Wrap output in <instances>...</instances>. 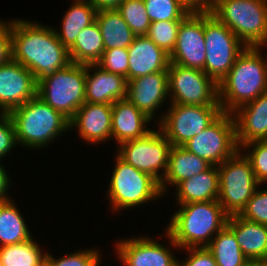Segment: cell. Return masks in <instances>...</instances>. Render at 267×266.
<instances>
[{"label": "cell", "mask_w": 267, "mask_h": 266, "mask_svg": "<svg viewBox=\"0 0 267 266\" xmlns=\"http://www.w3.org/2000/svg\"><path fill=\"white\" fill-rule=\"evenodd\" d=\"M210 13L246 47L267 41V0H218Z\"/></svg>", "instance_id": "8992f818"}, {"label": "cell", "mask_w": 267, "mask_h": 266, "mask_svg": "<svg viewBox=\"0 0 267 266\" xmlns=\"http://www.w3.org/2000/svg\"><path fill=\"white\" fill-rule=\"evenodd\" d=\"M10 184L9 173H7L5 165H2V161H0V202L11 200V197L7 194L9 193Z\"/></svg>", "instance_id": "7bdbcfd3"}, {"label": "cell", "mask_w": 267, "mask_h": 266, "mask_svg": "<svg viewBox=\"0 0 267 266\" xmlns=\"http://www.w3.org/2000/svg\"><path fill=\"white\" fill-rule=\"evenodd\" d=\"M126 99L152 121L169 99L168 73L155 72L127 81Z\"/></svg>", "instance_id": "e0dca14e"}, {"label": "cell", "mask_w": 267, "mask_h": 266, "mask_svg": "<svg viewBox=\"0 0 267 266\" xmlns=\"http://www.w3.org/2000/svg\"><path fill=\"white\" fill-rule=\"evenodd\" d=\"M0 266H3V265H2V259H1V255H0Z\"/></svg>", "instance_id": "7dc6e473"}, {"label": "cell", "mask_w": 267, "mask_h": 266, "mask_svg": "<svg viewBox=\"0 0 267 266\" xmlns=\"http://www.w3.org/2000/svg\"><path fill=\"white\" fill-rule=\"evenodd\" d=\"M175 189L177 204L218 200V167L211 166L208 170L179 182Z\"/></svg>", "instance_id": "d4e9b609"}, {"label": "cell", "mask_w": 267, "mask_h": 266, "mask_svg": "<svg viewBox=\"0 0 267 266\" xmlns=\"http://www.w3.org/2000/svg\"><path fill=\"white\" fill-rule=\"evenodd\" d=\"M114 162L115 167L106 191L112 213L143 206L164 197L160 183L151 175L126 163L117 154Z\"/></svg>", "instance_id": "5b68a950"}, {"label": "cell", "mask_w": 267, "mask_h": 266, "mask_svg": "<svg viewBox=\"0 0 267 266\" xmlns=\"http://www.w3.org/2000/svg\"><path fill=\"white\" fill-rule=\"evenodd\" d=\"M116 9L136 36L148 34L151 21L143 0H124Z\"/></svg>", "instance_id": "d6a6232c"}, {"label": "cell", "mask_w": 267, "mask_h": 266, "mask_svg": "<svg viewBox=\"0 0 267 266\" xmlns=\"http://www.w3.org/2000/svg\"><path fill=\"white\" fill-rule=\"evenodd\" d=\"M70 131L73 128L79 138L87 143L100 144L110 141L112 129V104L85 102L70 120Z\"/></svg>", "instance_id": "ac0fdd59"}, {"label": "cell", "mask_w": 267, "mask_h": 266, "mask_svg": "<svg viewBox=\"0 0 267 266\" xmlns=\"http://www.w3.org/2000/svg\"><path fill=\"white\" fill-rule=\"evenodd\" d=\"M128 54V80L168 70L169 54L146 35L134 38L128 47Z\"/></svg>", "instance_id": "44dd1931"}, {"label": "cell", "mask_w": 267, "mask_h": 266, "mask_svg": "<svg viewBox=\"0 0 267 266\" xmlns=\"http://www.w3.org/2000/svg\"><path fill=\"white\" fill-rule=\"evenodd\" d=\"M37 95L31 71L12 58L0 65V113H9Z\"/></svg>", "instance_id": "2e32d148"}, {"label": "cell", "mask_w": 267, "mask_h": 266, "mask_svg": "<svg viewBox=\"0 0 267 266\" xmlns=\"http://www.w3.org/2000/svg\"><path fill=\"white\" fill-rule=\"evenodd\" d=\"M73 3L64 13L60 31L56 28L58 40L69 49L83 28L95 21L97 8L88 0H71Z\"/></svg>", "instance_id": "484cf974"}, {"label": "cell", "mask_w": 267, "mask_h": 266, "mask_svg": "<svg viewBox=\"0 0 267 266\" xmlns=\"http://www.w3.org/2000/svg\"><path fill=\"white\" fill-rule=\"evenodd\" d=\"M166 239L170 244L164 245L149 236L124 238L116 241L115 252L123 266H178V259L174 256L172 247L178 250L179 246L165 231ZM166 246V247H165ZM170 248V249H169Z\"/></svg>", "instance_id": "5bb4252c"}, {"label": "cell", "mask_w": 267, "mask_h": 266, "mask_svg": "<svg viewBox=\"0 0 267 266\" xmlns=\"http://www.w3.org/2000/svg\"><path fill=\"white\" fill-rule=\"evenodd\" d=\"M68 50L72 63L96 64L101 59L105 47L96 20L82 29Z\"/></svg>", "instance_id": "83f0119b"}, {"label": "cell", "mask_w": 267, "mask_h": 266, "mask_svg": "<svg viewBox=\"0 0 267 266\" xmlns=\"http://www.w3.org/2000/svg\"><path fill=\"white\" fill-rule=\"evenodd\" d=\"M126 90L127 80L124 76L105 71L97 64H86V102L113 104L126 98Z\"/></svg>", "instance_id": "ffe728a7"}, {"label": "cell", "mask_w": 267, "mask_h": 266, "mask_svg": "<svg viewBox=\"0 0 267 266\" xmlns=\"http://www.w3.org/2000/svg\"><path fill=\"white\" fill-rule=\"evenodd\" d=\"M15 128L8 113H0V161L17 147Z\"/></svg>", "instance_id": "f35d334b"}, {"label": "cell", "mask_w": 267, "mask_h": 266, "mask_svg": "<svg viewBox=\"0 0 267 266\" xmlns=\"http://www.w3.org/2000/svg\"><path fill=\"white\" fill-rule=\"evenodd\" d=\"M95 20L105 49L128 48L136 37L116 8L97 10Z\"/></svg>", "instance_id": "4316f807"}, {"label": "cell", "mask_w": 267, "mask_h": 266, "mask_svg": "<svg viewBox=\"0 0 267 266\" xmlns=\"http://www.w3.org/2000/svg\"><path fill=\"white\" fill-rule=\"evenodd\" d=\"M165 231L184 248L207 247L227 223L228 215L218 200L177 204Z\"/></svg>", "instance_id": "3957f363"}, {"label": "cell", "mask_w": 267, "mask_h": 266, "mask_svg": "<svg viewBox=\"0 0 267 266\" xmlns=\"http://www.w3.org/2000/svg\"><path fill=\"white\" fill-rule=\"evenodd\" d=\"M97 10L117 8L124 0H88Z\"/></svg>", "instance_id": "ee69618b"}, {"label": "cell", "mask_w": 267, "mask_h": 266, "mask_svg": "<svg viewBox=\"0 0 267 266\" xmlns=\"http://www.w3.org/2000/svg\"><path fill=\"white\" fill-rule=\"evenodd\" d=\"M171 147L172 144L160 128H153L141 138L121 143L116 154L126 163L161 183L168 168Z\"/></svg>", "instance_id": "7c38bea8"}, {"label": "cell", "mask_w": 267, "mask_h": 266, "mask_svg": "<svg viewBox=\"0 0 267 266\" xmlns=\"http://www.w3.org/2000/svg\"><path fill=\"white\" fill-rule=\"evenodd\" d=\"M204 36L206 60L203 71L219 84L246 46L210 12H204Z\"/></svg>", "instance_id": "9c48e42d"}, {"label": "cell", "mask_w": 267, "mask_h": 266, "mask_svg": "<svg viewBox=\"0 0 267 266\" xmlns=\"http://www.w3.org/2000/svg\"><path fill=\"white\" fill-rule=\"evenodd\" d=\"M182 147L203 158L212 166L221 165L239 150L232 113L223 112L202 133L195 135Z\"/></svg>", "instance_id": "4fadbf2b"}, {"label": "cell", "mask_w": 267, "mask_h": 266, "mask_svg": "<svg viewBox=\"0 0 267 266\" xmlns=\"http://www.w3.org/2000/svg\"><path fill=\"white\" fill-rule=\"evenodd\" d=\"M169 104L221 106L218 84L204 71L169 63Z\"/></svg>", "instance_id": "8fae6325"}, {"label": "cell", "mask_w": 267, "mask_h": 266, "mask_svg": "<svg viewBox=\"0 0 267 266\" xmlns=\"http://www.w3.org/2000/svg\"><path fill=\"white\" fill-rule=\"evenodd\" d=\"M236 142L242 145L267 140V92L232 112Z\"/></svg>", "instance_id": "d6986e66"}, {"label": "cell", "mask_w": 267, "mask_h": 266, "mask_svg": "<svg viewBox=\"0 0 267 266\" xmlns=\"http://www.w3.org/2000/svg\"><path fill=\"white\" fill-rule=\"evenodd\" d=\"M152 120L126 98L112 104L111 138L121 143L145 136L152 129Z\"/></svg>", "instance_id": "7402d4cb"}, {"label": "cell", "mask_w": 267, "mask_h": 266, "mask_svg": "<svg viewBox=\"0 0 267 266\" xmlns=\"http://www.w3.org/2000/svg\"><path fill=\"white\" fill-rule=\"evenodd\" d=\"M263 47H264V48H265V47L267 48V41L261 46V48H263ZM266 57H267V55H266Z\"/></svg>", "instance_id": "bcb514c9"}, {"label": "cell", "mask_w": 267, "mask_h": 266, "mask_svg": "<svg viewBox=\"0 0 267 266\" xmlns=\"http://www.w3.org/2000/svg\"><path fill=\"white\" fill-rule=\"evenodd\" d=\"M12 58L11 20L4 22L0 19V65Z\"/></svg>", "instance_id": "60d3db41"}, {"label": "cell", "mask_w": 267, "mask_h": 266, "mask_svg": "<svg viewBox=\"0 0 267 266\" xmlns=\"http://www.w3.org/2000/svg\"><path fill=\"white\" fill-rule=\"evenodd\" d=\"M244 266H267L265 261H248Z\"/></svg>", "instance_id": "f6af8a7d"}, {"label": "cell", "mask_w": 267, "mask_h": 266, "mask_svg": "<svg viewBox=\"0 0 267 266\" xmlns=\"http://www.w3.org/2000/svg\"><path fill=\"white\" fill-rule=\"evenodd\" d=\"M86 65L70 63L37 82V96L69 121L85 101Z\"/></svg>", "instance_id": "52a82bcc"}, {"label": "cell", "mask_w": 267, "mask_h": 266, "mask_svg": "<svg viewBox=\"0 0 267 266\" xmlns=\"http://www.w3.org/2000/svg\"><path fill=\"white\" fill-rule=\"evenodd\" d=\"M186 256L182 261L178 260V266H217L212 253L207 247L201 248H184Z\"/></svg>", "instance_id": "ab89813d"}, {"label": "cell", "mask_w": 267, "mask_h": 266, "mask_svg": "<svg viewBox=\"0 0 267 266\" xmlns=\"http://www.w3.org/2000/svg\"><path fill=\"white\" fill-rule=\"evenodd\" d=\"M239 150L250 161L257 181L264 185L267 180V140L242 145Z\"/></svg>", "instance_id": "d590c367"}, {"label": "cell", "mask_w": 267, "mask_h": 266, "mask_svg": "<svg viewBox=\"0 0 267 266\" xmlns=\"http://www.w3.org/2000/svg\"><path fill=\"white\" fill-rule=\"evenodd\" d=\"M0 255L3 266H44L47 252L31 238L18 244L1 246Z\"/></svg>", "instance_id": "4dcf8cb0"}, {"label": "cell", "mask_w": 267, "mask_h": 266, "mask_svg": "<svg viewBox=\"0 0 267 266\" xmlns=\"http://www.w3.org/2000/svg\"><path fill=\"white\" fill-rule=\"evenodd\" d=\"M260 185L239 214L245 220L267 225V189Z\"/></svg>", "instance_id": "74e56055"}, {"label": "cell", "mask_w": 267, "mask_h": 266, "mask_svg": "<svg viewBox=\"0 0 267 266\" xmlns=\"http://www.w3.org/2000/svg\"><path fill=\"white\" fill-rule=\"evenodd\" d=\"M12 59L29 71L36 82L71 63L69 50L58 40L55 28L30 20H11Z\"/></svg>", "instance_id": "6da1fadb"}, {"label": "cell", "mask_w": 267, "mask_h": 266, "mask_svg": "<svg viewBox=\"0 0 267 266\" xmlns=\"http://www.w3.org/2000/svg\"><path fill=\"white\" fill-rule=\"evenodd\" d=\"M226 226L236 236L240 250L248 260L267 262V225L232 215Z\"/></svg>", "instance_id": "603a6c76"}, {"label": "cell", "mask_w": 267, "mask_h": 266, "mask_svg": "<svg viewBox=\"0 0 267 266\" xmlns=\"http://www.w3.org/2000/svg\"><path fill=\"white\" fill-rule=\"evenodd\" d=\"M212 165L203 158L187 151L182 146H172L169 153L168 168L160 183L163 196L167 187L176 186L179 182L192 178L208 170ZM169 184V185H168Z\"/></svg>", "instance_id": "cb8c5ba5"}, {"label": "cell", "mask_w": 267, "mask_h": 266, "mask_svg": "<svg viewBox=\"0 0 267 266\" xmlns=\"http://www.w3.org/2000/svg\"><path fill=\"white\" fill-rule=\"evenodd\" d=\"M8 114L18 145L27 149L50 146L62 133L70 131V121L37 95Z\"/></svg>", "instance_id": "277c9868"}, {"label": "cell", "mask_w": 267, "mask_h": 266, "mask_svg": "<svg viewBox=\"0 0 267 266\" xmlns=\"http://www.w3.org/2000/svg\"><path fill=\"white\" fill-rule=\"evenodd\" d=\"M217 167L218 202L228 216L239 215L261 184L255 177L250 161L240 150Z\"/></svg>", "instance_id": "ba28073f"}, {"label": "cell", "mask_w": 267, "mask_h": 266, "mask_svg": "<svg viewBox=\"0 0 267 266\" xmlns=\"http://www.w3.org/2000/svg\"><path fill=\"white\" fill-rule=\"evenodd\" d=\"M262 53L261 47H246L218 84L223 112L232 113L267 92V57Z\"/></svg>", "instance_id": "7a4b0ae2"}, {"label": "cell", "mask_w": 267, "mask_h": 266, "mask_svg": "<svg viewBox=\"0 0 267 266\" xmlns=\"http://www.w3.org/2000/svg\"><path fill=\"white\" fill-rule=\"evenodd\" d=\"M151 22L182 21L191 11L182 0H143Z\"/></svg>", "instance_id": "1f68e13d"}, {"label": "cell", "mask_w": 267, "mask_h": 266, "mask_svg": "<svg viewBox=\"0 0 267 266\" xmlns=\"http://www.w3.org/2000/svg\"><path fill=\"white\" fill-rule=\"evenodd\" d=\"M168 109L156 119L158 128L172 146H182L202 133L222 113L221 106L168 104Z\"/></svg>", "instance_id": "30bf717a"}, {"label": "cell", "mask_w": 267, "mask_h": 266, "mask_svg": "<svg viewBox=\"0 0 267 266\" xmlns=\"http://www.w3.org/2000/svg\"><path fill=\"white\" fill-rule=\"evenodd\" d=\"M83 249L66 254L56 259L49 252L46 255L44 266H100L103 255L99 249ZM100 253V254H99Z\"/></svg>", "instance_id": "e575fe53"}, {"label": "cell", "mask_w": 267, "mask_h": 266, "mask_svg": "<svg viewBox=\"0 0 267 266\" xmlns=\"http://www.w3.org/2000/svg\"><path fill=\"white\" fill-rule=\"evenodd\" d=\"M181 21L151 22L148 36L169 55L174 50Z\"/></svg>", "instance_id": "836d02e7"}, {"label": "cell", "mask_w": 267, "mask_h": 266, "mask_svg": "<svg viewBox=\"0 0 267 266\" xmlns=\"http://www.w3.org/2000/svg\"><path fill=\"white\" fill-rule=\"evenodd\" d=\"M190 11L210 12L217 4L218 0H182Z\"/></svg>", "instance_id": "b9f144b4"}, {"label": "cell", "mask_w": 267, "mask_h": 266, "mask_svg": "<svg viewBox=\"0 0 267 266\" xmlns=\"http://www.w3.org/2000/svg\"><path fill=\"white\" fill-rule=\"evenodd\" d=\"M217 266H244L249 260L240 250L234 233L225 226L207 246Z\"/></svg>", "instance_id": "f546056e"}, {"label": "cell", "mask_w": 267, "mask_h": 266, "mask_svg": "<svg viewBox=\"0 0 267 266\" xmlns=\"http://www.w3.org/2000/svg\"><path fill=\"white\" fill-rule=\"evenodd\" d=\"M206 44L204 36V12L191 11L180 24L170 63L202 70L205 67Z\"/></svg>", "instance_id": "9a60e30c"}, {"label": "cell", "mask_w": 267, "mask_h": 266, "mask_svg": "<svg viewBox=\"0 0 267 266\" xmlns=\"http://www.w3.org/2000/svg\"><path fill=\"white\" fill-rule=\"evenodd\" d=\"M31 238L28 225L13 198L0 202V247L18 244Z\"/></svg>", "instance_id": "f1b7e54d"}, {"label": "cell", "mask_w": 267, "mask_h": 266, "mask_svg": "<svg viewBox=\"0 0 267 266\" xmlns=\"http://www.w3.org/2000/svg\"><path fill=\"white\" fill-rule=\"evenodd\" d=\"M96 64L105 71L124 76L128 81V48L105 49L101 59Z\"/></svg>", "instance_id": "8d00e7d4"}]
</instances>
